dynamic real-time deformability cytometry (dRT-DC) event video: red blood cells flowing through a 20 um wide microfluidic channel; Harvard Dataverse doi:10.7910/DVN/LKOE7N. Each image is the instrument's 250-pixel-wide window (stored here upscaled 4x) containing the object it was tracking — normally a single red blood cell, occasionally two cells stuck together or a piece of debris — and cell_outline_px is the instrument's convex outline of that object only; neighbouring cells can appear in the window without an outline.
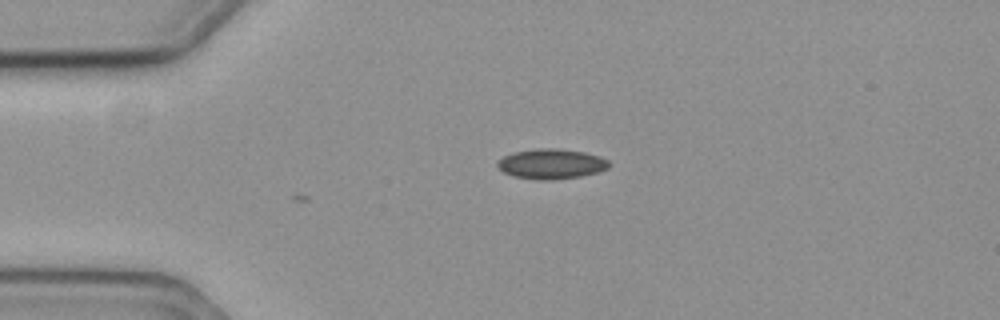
{"species": "common noctule bat (a hibernating species)", "species_latin": "Nyctalus noctula", "temperature_condition": "cold", "stored_images_in_passage": 3, "camera_frame_rate_fps": 3000, "um_per_image_px": 0.085, "animal": {"sex": "female", "body_mass_g": 19.3, "forearm_length_mm": 54.1}, "frame": {"image": 1, "passage_image": 3, "time_ms": 0.667, "image_size_px": [1000, 320], "cell_outline_px": [[608, 168], [596, 172], [580, 176], [552, 180], [536, 180], [512, 176], [504, 172], [496, 164], [504, 156], [512, 152], [540, 148], [556, 148], [584, 152], [600, 156], [608, 160]], "centroid_in_image_um": [46.84, 13.93], "position_along_channel_um": 38.2, "area_um2": 19.42}}